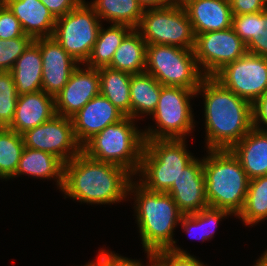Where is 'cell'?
<instances>
[{"label": "cell", "instance_id": "277c9868", "mask_svg": "<svg viewBox=\"0 0 267 266\" xmlns=\"http://www.w3.org/2000/svg\"><path fill=\"white\" fill-rule=\"evenodd\" d=\"M203 159L208 206L238 216L243 210L249 178L230 149L208 150Z\"/></svg>", "mask_w": 267, "mask_h": 266}, {"label": "cell", "instance_id": "7dc6e473", "mask_svg": "<svg viewBox=\"0 0 267 266\" xmlns=\"http://www.w3.org/2000/svg\"><path fill=\"white\" fill-rule=\"evenodd\" d=\"M4 3V0H0V6Z\"/></svg>", "mask_w": 267, "mask_h": 266}, {"label": "cell", "instance_id": "e575fe53", "mask_svg": "<svg viewBox=\"0 0 267 266\" xmlns=\"http://www.w3.org/2000/svg\"><path fill=\"white\" fill-rule=\"evenodd\" d=\"M24 35L19 20L3 3L0 6V39H13Z\"/></svg>", "mask_w": 267, "mask_h": 266}, {"label": "cell", "instance_id": "b9f144b4", "mask_svg": "<svg viewBox=\"0 0 267 266\" xmlns=\"http://www.w3.org/2000/svg\"><path fill=\"white\" fill-rule=\"evenodd\" d=\"M140 6L145 9L161 8L169 4L178 2V0H138Z\"/></svg>", "mask_w": 267, "mask_h": 266}, {"label": "cell", "instance_id": "74e56055", "mask_svg": "<svg viewBox=\"0 0 267 266\" xmlns=\"http://www.w3.org/2000/svg\"><path fill=\"white\" fill-rule=\"evenodd\" d=\"M247 52L267 57V9L260 11V37L247 48Z\"/></svg>", "mask_w": 267, "mask_h": 266}, {"label": "cell", "instance_id": "6da1fadb", "mask_svg": "<svg viewBox=\"0 0 267 266\" xmlns=\"http://www.w3.org/2000/svg\"><path fill=\"white\" fill-rule=\"evenodd\" d=\"M204 97L206 147L231 149L253 128L252 104L225 88L214 77H204L196 90Z\"/></svg>", "mask_w": 267, "mask_h": 266}, {"label": "cell", "instance_id": "4fadbf2b", "mask_svg": "<svg viewBox=\"0 0 267 266\" xmlns=\"http://www.w3.org/2000/svg\"><path fill=\"white\" fill-rule=\"evenodd\" d=\"M25 147L48 152L64 164L82 151L77 142L71 118L55 115L22 134Z\"/></svg>", "mask_w": 267, "mask_h": 266}, {"label": "cell", "instance_id": "1f68e13d", "mask_svg": "<svg viewBox=\"0 0 267 266\" xmlns=\"http://www.w3.org/2000/svg\"><path fill=\"white\" fill-rule=\"evenodd\" d=\"M18 97L12 73L0 72V128L11 124Z\"/></svg>", "mask_w": 267, "mask_h": 266}, {"label": "cell", "instance_id": "8992f818", "mask_svg": "<svg viewBox=\"0 0 267 266\" xmlns=\"http://www.w3.org/2000/svg\"><path fill=\"white\" fill-rule=\"evenodd\" d=\"M185 142V139L145 140L138 183L149 191L166 193L195 158L187 151Z\"/></svg>", "mask_w": 267, "mask_h": 266}, {"label": "cell", "instance_id": "f546056e", "mask_svg": "<svg viewBox=\"0 0 267 266\" xmlns=\"http://www.w3.org/2000/svg\"><path fill=\"white\" fill-rule=\"evenodd\" d=\"M24 147L21 134L7 127L0 128V179L13 178Z\"/></svg>", "mask_w": 267, "mask_h": 266}, {"label": "cell", "instance_id": "836d02e7", "mask_svg": "<svg viewBox=\"0 0 267 266\" xmlns=\"http://www.w3.org/2000/svg\"><path fill=\"white\" fill-rule=\"evenodd\" d=\"M232 28L248 48L260 37V12L233 15Z\"/></svg>", "mask_w": 267, "mask_h": 266}, {"label": "cell", "instance_id": "484cf974", "mask_svg": "<svg viewBox=\"0 0 267 266\" xmlns=\"http://www.w3.org/2000/svg\"><path fill=\"white\" fill-rule=\"evenodd\" d=\"M100 94L105 96L126 117H131V74L109 67L98 68Z\"/></svg>", "mask_w": 267, "mask_h": 266}, {"label": "cell", "instance_id": "d6a6232c", "mask_svg": "<svg viewBox=\"0 0 267 266\" xmlns=\"http://www.w3.org/2000/svg\"><path fill=\"white\" fill-rule=\"evenodd\" d=\"M34 41L30 35L13 39H0V72L11 71L18 57Z\"/></svg>", "mask_w": 267, "mask_h": 266}, {"label": "cell", "instance_id": "7a4b0ae2", "mask_svg": "<svg viewBox=\"0 0 267 266\" xmlns=\"http://www.w3.org/2000/svg\"><path fill=\"white\" fill-rule=\"evenodd\" d=\"M133 175L125 168L100 162L80 152L64 164L61 191L78 202L113 204L125 200Z\"/></svg>", "mask_w": 267, "mask_h": 266}, {"label": "cell", "instance_id": "d6986e66", "mask_svg": "<svg viewBox=\"0 0 267 266\" xmlns=\"http://www.w3.org/2000/svg\"><path fill=\"white\" fill-rule=\"evenodd\" d=\"M56 115L55 98L45 91L20 95L11 124L7 127L19 134L49 121Z\"/></svg>", "mask_w": 267, "mask_h": 266}, {"label": "cell", "instance_id": "d4e9b609", "mask_svg": "<svg viewBox=\"0 0 267 266\" xmlns=\"http://www.w3.org/2000/svg\"><path fill=\"white\" fill-rule=\"evenodd\" d=\"M162 85L150 74H134L130 81L131 118L140 114L152 115L155 111Z\"/></svg>", "mask_w": 267, "mask_h": 266}, {"label": "cell", "instance_id": "f1b7e54d", "mask_svg": "<svg viewBox=\"0 0 267 266\" xmlns=\"http://www.w3.org/2000/svg\"><path fill=\"white\" fill-rule=\"evenodd\" d=\"M238 218L245 225L252 227L267 219V176H259L249 180L246 201Z\"/></svg>", "mask_w": 267, "mask_h": 266}, {"label": "cell", "instance_id": "cb8c5ba5", "mask_svg": "<svg viewBox=\"0 0 267 266\" xmlns=\"http://www.w3.org/2000/svg\"><path fill=\"white\" fill-rule=\"evenodd\" d=\"M147 43L141 34L133 29L115 51L111 63L107 66L131 75L145 72Z\"/></svg>", "mask_w": 267, "mask_h": 266}, {"label": "cell", "instance_id": "5bb4252c", "mask_svg": "<svg viewBox=\"0 0 267 266\" xmlns=\"http://www.w3.org/2000/svg\"><path fill=\"white\" fill-rule=\"evenodd\" d=\"M42 57V90L55 97L80 65L51 37L36 38Z\"/></svg>", "mask_w": 267, "mask_h": 266}, {"label": "cell", "instance_id": "44dd1931", "mask_svg": "<svg viewBox=\"0 0 267 266\" xmlns=\"http://www.w3.org/2000/svg\"><path fill=\"white\" fill-rule=\"evenodd\" d=\"M249 179L267 176V135L252 128L231 149Z\"/></svg>", "mask_w": 267, "mask_h": 266}, {"label": "cell", "instance_id": "30bf717a", "mask_svg": "<svg viewBox=\"0 0 267 266\" xmlns=\"http://www.w3.org/2000/svg\"><path fill=\"white\" fill-rule=\"evenodd\" d=\"M101 26L93 7L83 0L69 13L56 19L52 37L83 65L91 55Z\"/></svg>", "mask_w": 267, "mask_h": 266}, {"label": "cell", "instance_id": "52a82bcc", "mask_svg": "<svg viewBox=\"0 0 267 266\" xmlns=\"http://www.w3.org/2000/svg\"><path fill=\"white\" fill-rule=\"evenodd\" d=\"M145 72L162 86L197 90L205 77L200 71L193 49L164 44H147Z\"/></svg>", "mask_w": 267, "mask_h": 266}, {"label": "cell", "instance_id": "e0dca14e", "mask_svg": "<svg viewBox=\"0 0 267 266\" xmlns=\"http://www.w3.org/2000/svg\"><path fill=\"white\" fill-rule=\"evenodd\" d=\"M124 117L105 96L99 94L71 117L75 138L83 146L95 134Z\"/></svg>", "mask_w": 267, "mask_h": 266}, {"label": "cell", "instance_id": "83f0119b", "mask_svg": "<svg viewBox=\"0 0 267 266\" xmlns=\"http://www.w3.org/2000/svg\"><path fill=\"white\" fill-rule=\"evenodd\" d=\"M133 30L128 25L111 24L110 27L99 29L97 41L91 55L85 63L90 68L107 67L123 39Z\"/></svg>", "mask_w": 267, "mask_h": 266}, {"label": "cell", "instance_id": "4dcf8cb0", "mask_svg": "<svg viewBox=\"0 0 267 266\" xmlns=\"http://www.w3.org/2000/svg\"><path fill=\"white\" fill-rule=\"evenodd\" d=\"M227 215L232 214L228 210L208 206L197 213L183 215L180 223L183 230L188 235L190 234L189 236L193 235L195 231L198 233L197 230L201 231L199 235L195 236L204 242V240H209L213 237L212 235L215 233L214 230L217 224H219L218 222Z\"/></svg>", "mask_w": 267, "mask_h": 266}, {"label": "cell", "instance_id": "ee69618b", "mask_svg": "<svg viewBox=\"0 0 267 266\" xmlns=\"http://www.w3.org/2000/svg\"><path fill=\"white\" fill-rule=\"evenodd\" d=\"M254 266H267V249L262 254V256L257 259L256 264Z\"/></svg>", "mask_w": 267, "mask_h": 266}, {"label": "cell", "instance_id": "3957f363", "mask_svg": "<svg viewBox=\"0 0 267 266\" xmlns=\"http://www.w3.org/2000/svg\"><path fill=\"white\" fill-rule=\"evenodd\" d=\"M128 193L136 196L134 211L145 252L153 254L170 249L176 253H188L178 248L173 238V230L180 224L184 215L173 198L168 193L149 191L133 180Z\"/></svg>", "mask_w": 267, "mask_h": 266}, {"label": "cell", "instance_id": "ffe728a7", "mask_svg": "<svg viewBox=\"0 0 267 266\" xmlns=\"http://www.w3.org/2000/svg\"><path fill=\"white\" fill-rule=\"evenodd\" d=\"M19 20L26 35L33 39L53 36L56 18L40 0H4Z\"/></svg>", "mask_w": 267, "mask_h": 266}, {"label": "cell", "instance_id": "9a60e30c", "mask_svg": "<svg viewBox=\"0 0 267 266\" xmlns=\"http://www.w3.org/2000/svg\"><path fill=\"white\" fill-rule=\"evenodd\" d=\"M99 94L98 68H90L85 65V69H83L78 66L64 88L54 97L56 114L71 118Z\"/></svg>", "mask_w": 267, "mask_h": 266}, {"label": "cell", "instance_id": "7c38bea8", "mask_svg": "<svg viewBox=\"0 0 267 266\" xmlns=\"http://www.w3.org/2000/svg\"><path fill=\"white\" fill-rule=\"evenodd\" d=\"M214 78L253 104L267 94V57L246 53L227 64Z\"/></svg>", "mask_w": 267, "mask_h": 266}, {"label": "cell", "instance_id": "8d00e7d4", "mask_svg": "<svg viewBox=\"0 0 267 266\" xmlns=\"http://www.w3.org/2000/svg\"><path fill=\"white\" fill-rule=\"evenodd\" d=\"M233 15L253 14L267 9L266 0H229Z\"/></svg>", "mask_w": 267, "mask_h": 266}, {"label": "cell", "instance_id": "7bdbcfd3", "mask_svg": "<svg viewBox=\"0 0 267 266\" xmlns=\"http://www.w3.org/2000/svg\"><path fill=\"white\" fill-rule=\"evenodd\" d=\"M84 266H106V251L104 249L101 250L95 262L92 261Z\"/></svg>", "mask_w": 267, "mask_h": 266}, {"label": "cell", "instance_id": "603a6c76", "mask_svg": "<svg viewBox=\"0 0 267 266\" xmlns=\"http://www.w3.org/2000/svg\"><path fill=\"white\" fill-rule=\"evenodd\" d=\"M10 72L19 96L42 90V57L35 41L18 57Z\"/></svg>", "mask_w": 267, "mask_h": 266}, {"label": "cell", "instance_id": "8fae6325", "mask_svg": "<svg viewBox=\"0 0 267 266\" xmlns=\"http://www.w3.org/2000/svg\"><path fill=\"white\" fill-rule=\"evenodd\" d=\"M193 52L202 74L214 77L227 64L245 55L247 47L231 27L195 35Z\"/></svg>", "mask_w": 267, "mask_h": 266}, {"label": "cell", "instance_id": "9c48e42d", "mask_svg": "<svg viewBox=\"0 0 267 266\" xmlns=\"http://www.w3.org/2000/svg\"><path fill=\"white\" fill-rule=\"evenodd\" d=\"M136 30L147 44L194 48L192 24L179 1L161 8L145 9Z\"/></svg>", "mask_w": 267, "mask_h": 266}, {"label": "cell", "instance_id": "ab89813d", "mask_svg": "<svg viewBox=\"0 0 267 266\" xmlns=\"http://www.w3.org/2000/svg\"><path fill=\"white\" fill-rule=\"evenodd\" d=\"M253 128L261 129L260 124L267 126V94L252 104Z\"/></svg>", "mask_w": 267, "mask_h": 266}, {"label": "cell", "instance_id": "ac0fdd59", "mask_svg": "<svg viewBox=\"0 0 267 266\" xmlns=\"http://www.w3.org/2000/svg\"><path fill=\"white\" fill-rule=\"evenodd\" d=\"M185 8L195 35L232 27L229 0H178Z\"/></svg>", "mask_w": 267, "mask_h": 266}, {"label": "cell", "instance_id": "60d3db41", "mask_svg": "<svg viewBox=\"0 0 267 266\" xmlns=\"http://www.w3.org/2000/svg\"><path fill=\"white\" fill-rule=\"evenodd\" d=\"M106 266H144L139 260L129 259L121 255H117L112 251H106Z\"/></svg>", "mask_w": 267, "mask_h": 266}, {"label": "cell", "instance_id": "2e32d148", "mask_svg": "<svg viewBox=\"0 0 267 266\" xmlns=\"http://www.w3.org/2000/svg\"><path fill=\"white\" fill-rule=\"evenodd\" d=\"M184 214H192L208 207L203 159L194 158L166 192Z\"/></svg>", "mask_w": 267, "mask_h": 266}, {"label": "cell", "instance_id": "f35d334b", "mask_svg": "<svg viewBox=\"0 0 267 266\" xmlns=\"http://www.w3.org/2000/svg\"><path fill=\"white\" fill-rule=\"evenodd\" d=\"M57 19L69 13L83 0H40Z\"/></svg>", "mask_w": 267, "mask_h": 266}, {"label": "cell", "instance_id": "ba28073f", "mask_svg": "<svg viewBox=\"0 0 267 266\" xmlns=\"http://www.w3.org/2000/svg\"><path fill=\"white\" fill-rule=\"evenodd\" d=\"M195 95L196 90L162 86L157 107L152 113L157 129L149 127L143 131L144 139H186L195 126L190 105V99Z\"/></svg>", "mask_w": 267, "mask_h": 266}, {"label": "cell", "instance_id": "bcb514c9", "mask_svg": "<svg viewBox=\"0 0 267 266\" xmlns=\"http://www.w3.org/2000/svg\"><path fill=\"white\" fill-rule=\"evenodd\" d=\"M263 127L264 126L261 127V130L267 135V127H266V129L265 128L263 129Z\"/></svg>", "mask_w": 267, "mask_h": 266}, {"label": "cell", "instance_id": "d590c367", "mask_svg": "<svg viewBox=\"0 0 267 266\" xmlns=\"http://www.w3.org/2000/svg\"><path fill=\"white\" fill-rule=\"evenodd\" d=\"M153 255L163 266H205L189 253H176L166 249L155 252Z\"/></svg>", "mask_w": 267, "mask_h": 266}, {"label": "cell", "instance_id": "7402d4cb", "mask_svg": "<svg viewBox=\"0 0 267 266\" xmlns=\"http://www.w3.org/2000/svg\"><path fill=\"white\" fill-rule=\"evenodd\" d=\"M27 174L34 178L56 179L59 189L63 186L64 163L55 155L45 151L24 147L16 174Z\"/></svg>", "mask_w": 267, "mask_h": 266}, {"label": "cell", "instance_id": "4316f807", "mask_svg": "<svg viewBox=\"0 0 267 266\" xmlns=\"http://www.w3.org/2000/svg\"><path fill=\"white\" fill-rule=\"evenodd\" d=\"M90 3L100 20L133 29L138 27L144 11L138 0H93Z\"/></svg>", "mask_w": 267, "mask_h": 266}, {"label": "cell", "instance_id": "5b68a950", "mask_svg": "<svg viewBox=\"0 0 267 266\" xmlns=\"http://www.w3.org/2000/svg\"><path fill=\"white\" fill-rule=\"evenodd\" d=\"M134 121L125 116L107 126L82 146V152L91 159L121 166L133 176L137 175L145 139Z\"/></svg>", "mask_w": 267, "mask_h": 266}, {"label": "cell", "instance_id": "f6af8a7d", "mask_svg": "<svg viewBox=\"0 0 267 266\" xmlns=\"http://www.w3.org/2000/svg\"><path fill=\"white\" fill-rule=\"evenodd\" d=\"M147 258L149 260V265L147 266H163L155 257L153 254H147ZM145 266V265H144Z\"/></svg>", "mask_w": 267, "mask_h": 266}]
</instances>
